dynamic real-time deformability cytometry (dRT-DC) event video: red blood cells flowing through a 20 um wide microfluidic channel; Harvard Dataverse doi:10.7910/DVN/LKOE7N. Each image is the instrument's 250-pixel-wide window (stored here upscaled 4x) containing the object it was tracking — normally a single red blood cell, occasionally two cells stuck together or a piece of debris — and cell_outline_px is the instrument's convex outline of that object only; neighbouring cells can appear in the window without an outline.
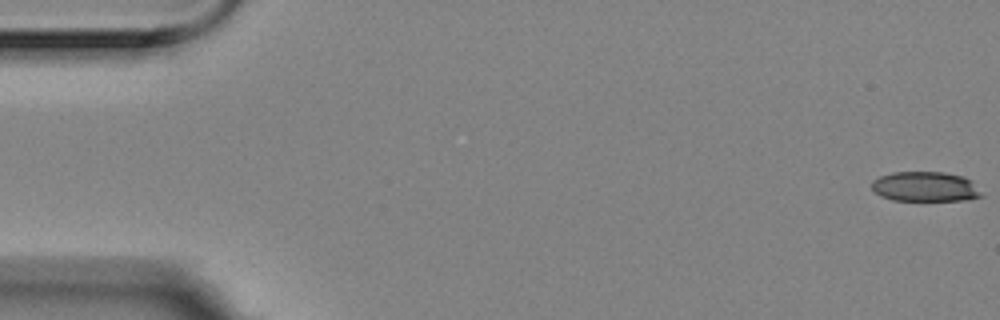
{"species": "Egyptian fruit bat (a non-hibernating species)", "species_latin": "Rousettus aegyptiacus", "temperature_condition": "room temperature", "stored_images_in_passage": 6, "camera_frame_rate_fps": 3000, "um_per_image_px": 0.085, "animal": {"sex": "female"}, "frame": {"image": 1, "passage_image": 1, "time_ms": 0.0, "image_size_px": [1000, 320], "cell_outline_px": [[984, 196], [964, 200], [892, 200], [880, 196], [872, 188], [872, 180], [880, 176], [892, 172], [944, 172], [964, 176], [972, 180]], "centroid_in_image_um": [78.66, 15.86], "position_along_channel_um": 6.3, "area_um2": 19.19}}
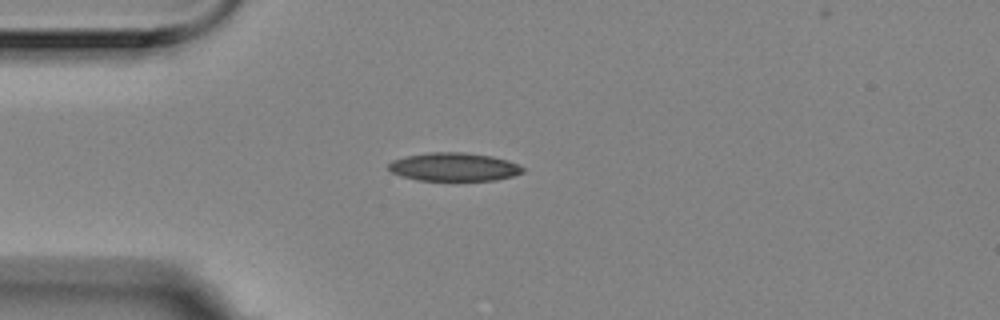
{"frame": {"image": 2, "passage_image": 5, "time_ms": 1.333, "image_size_px": [1000, 320], "cell_outline_px": [[524, 172], [512, 176], [496, 180], [416, 180], [400, 176], [392, 172], [388, 168], [388, 164], [392, 160], [408, 156], [432, 152], [464, 152], [492, 156], [508, 160], [524, 168]], "centroid_in_image_um": [38.58, 14.19], "position_along_channel_um": 46.4, "area_um2": 22.08}}